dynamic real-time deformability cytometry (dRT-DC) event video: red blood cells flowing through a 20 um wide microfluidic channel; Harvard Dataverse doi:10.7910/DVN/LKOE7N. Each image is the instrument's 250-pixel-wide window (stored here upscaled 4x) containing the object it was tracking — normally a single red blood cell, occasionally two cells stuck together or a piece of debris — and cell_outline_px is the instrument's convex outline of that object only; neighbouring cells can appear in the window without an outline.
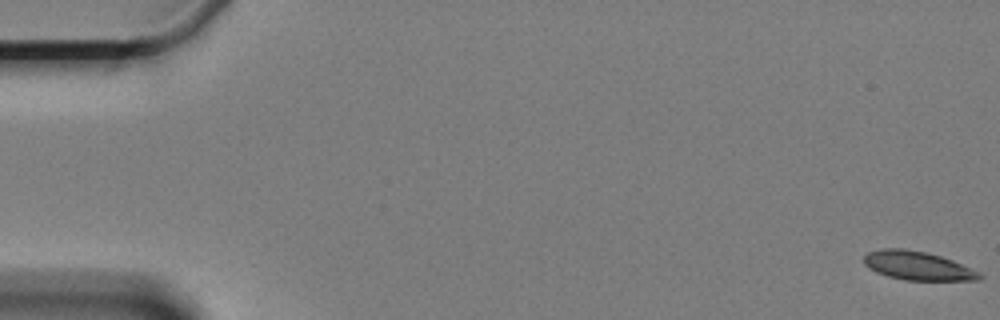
{"species": "Egyptian fruit bat (a non-hibernating species)", "species_latin": "Rousettus aegyptiacus", "temperature_condition": "cold", "stored_images_in_passage": 62, "segment_of_instrument_passage": [1, 2], "camera_frame_rate_fps": 3000, "um_per_image_px": 0.085, "animal": {"sex": "female"}, "frame": {"image": 1, "passage_image": 1, "time_ms": 0.0, "image_size_px": [1000, 320], "cell_outline_px": [[984, 276], [980, 280], [908, 280], [888, 276], [876, 272], [868, 268], [864, 264], [864, 256], [868, 252], [880, 248], [904, 248], [924, 252], [940, 256], [952, 260], [980, 272]], "centroid_in_image_um": [77.99, 22.58], "position_along_channel_um": 7.0, "area_um2": 19.31}}
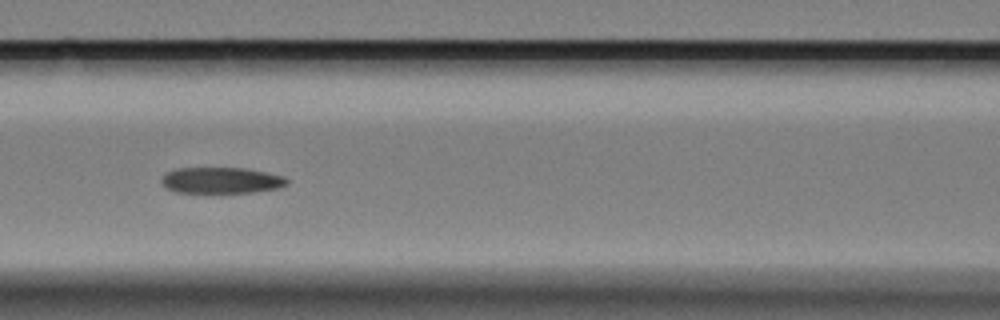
{"frame": {"image": 2, "passage_image": 27, "time_ms": 8.667, "image_size_px": [1000, 320], "cell_outline_px": [[288, 184], [280, 188], [252, 192], [176, 192], [164, 188], [160, 180], [168, 172], [176, 168], [244, 168], [284, 176], [288, 180]], "centroid_in_image_um": [18.8, 15.33], "position_along_channel_um": 147.8, "area_um2": 19.02}}
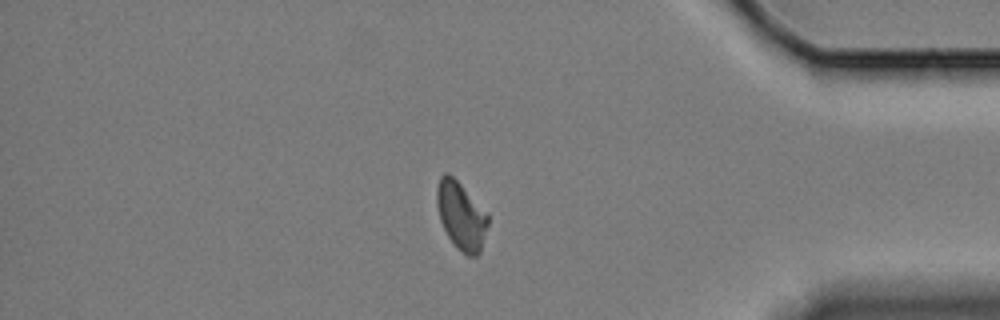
{"frame": {"image": 3, "passage_image": 52, "time_ms": 17.0, "image_size_px": [1000, 320], "cell_outline_px": [[488, 224], [480, 252], [476, 256], [468, 256], [456, 248], [448, 236], [440, 220], [436, 204], [436, 188], [440, 176], [444, 172], [448, 172], [488, 212]], "centroid_in_image_um": [39.19, 18.33], "position_along_channel_um": 396.0, "area_um2": 20.29}}